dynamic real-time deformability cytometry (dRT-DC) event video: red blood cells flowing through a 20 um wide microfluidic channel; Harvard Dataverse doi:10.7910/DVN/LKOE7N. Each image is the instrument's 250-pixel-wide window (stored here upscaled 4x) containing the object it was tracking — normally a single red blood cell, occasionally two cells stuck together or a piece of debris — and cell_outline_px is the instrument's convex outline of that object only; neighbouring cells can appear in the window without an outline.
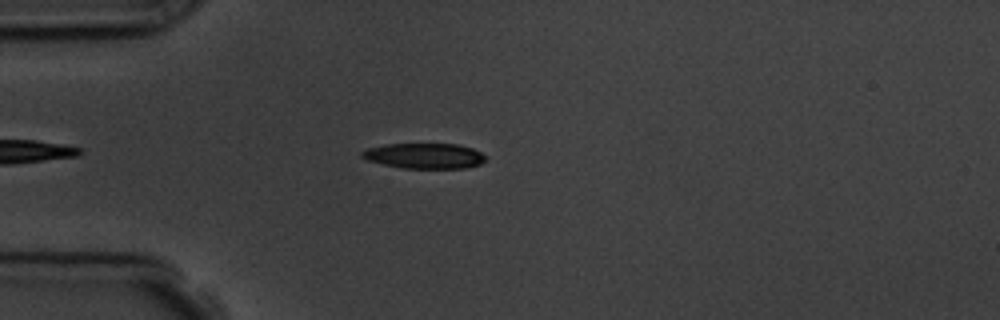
{"species": "common noctule bat (a hibernating species)", "species_latin": "Nyctalus noctula", "temperature_condition": "room temperature", "stored_images_in_passage": 5, "camera_frame_rate_fps": 3000, "um_per_image_px": 0.085, "animal": {"sex": "male", "body_mass_g": 19.5, "forearm_length_mm": 54.6}, "frame": {"image": 1, "passage_image": 5, "time_ms": 4.333, "image_size_px": [1000, 320], "cell_outline_px": [[484, 160], [480, 164], [464, 168], [400, 168], [368, 160], [360, 156], [360, 152], [368, 148], [384, 144], [456, 144], [472, 148], [480, 152], [484, 156]], "centroid_in_image_um": [36.04, 13.24], "position_along_channel_um": 49.0, "area_um2": 18.15}}